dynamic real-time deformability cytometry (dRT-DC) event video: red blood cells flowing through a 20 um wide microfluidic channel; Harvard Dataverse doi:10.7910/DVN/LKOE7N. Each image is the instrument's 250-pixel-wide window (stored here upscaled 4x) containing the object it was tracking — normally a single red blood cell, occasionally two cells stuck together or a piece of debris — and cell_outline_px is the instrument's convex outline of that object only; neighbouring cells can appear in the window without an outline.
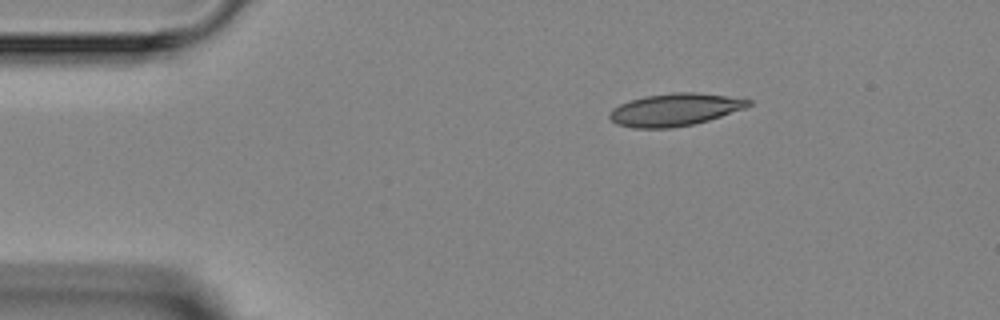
{"species": "Egyptian fruit bat (a non-hibernating species)", "species_latin": "Rousettus aegyptiacus", "temperature_condition": "room temperature", "stored_images_in_passage": 4, "camera_frame_rate_fps": 3000, "um_per_image_px": 0.085, "animal": {"sex": "female"}, "frame": {"image": 1, "passage_image": 1, "time_ms": 0.0, "image_size_px": [1000, 320], "cell_outline_px": [[752, 104], [744, 108], [708, 120], [692, 124], [672, 128], [632, 128], [616, 124], [608, 116], [612, 108], [628, 100], [644, 96], [672, 92], [696, 92], [752, 100]], "centroid_in_image_um": [57.3, 9.32], "position_along_channel_um": 27.7, "area_um2": 26.18}}
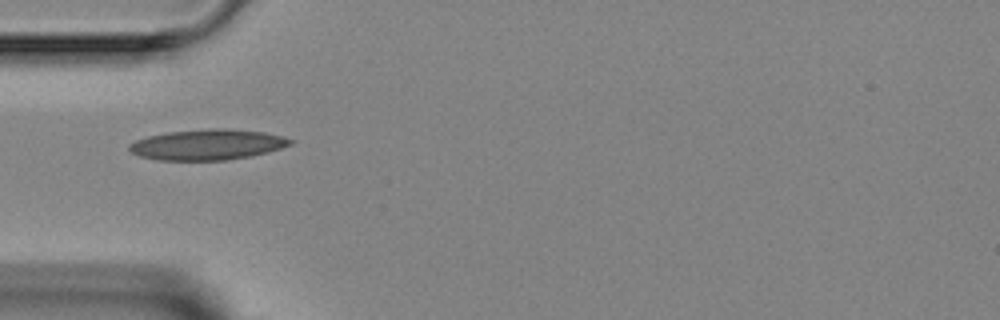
{"frame": {"image": 2, "passage_image": 3, "time_ms": 2.333, "image_size_px": [1000, 320], "cell_outline_px": [[296, 140], [292, 144], [268, 152], [252, 156], [228, 160], [156, 160], [140, 156], [132, 152], [128, 148], [128, 144], [136, 140], [148, 136], [168, 132], [212, 128], [228, 128], [264, 132], [284, 136]], "centroid_in_image_um": [17.67, 12.29], "position_along_channel_um": 67.3, "area_um2": 28.9}}
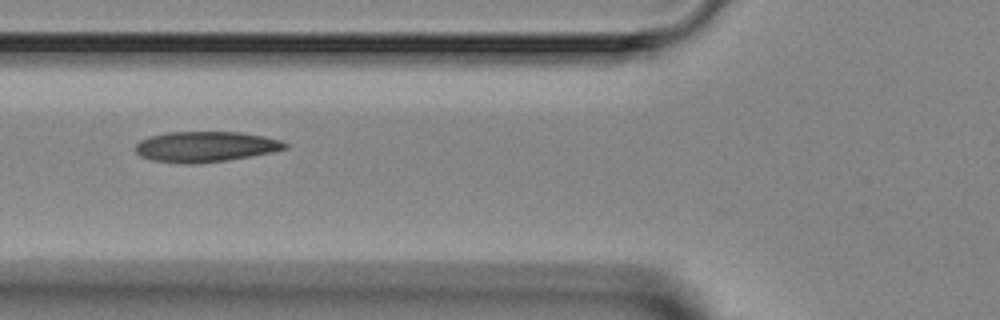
{"frame": {"image": 3, "passage_image": 4, "time_ms": 3.333, "image_size_px": [1000, 320], "cell_outline_px": [[288, 148], [272, 152], [228, 160], [192, 164], [184, 164], [152, 160], [140, 156], [136, 152], [136, 144], [140, 140], [148, 136], [168, 132], [240, 132], [264, 136], [280, 140], [288, 144]], "centroid_in_image_um": [17.45, 12.46], "position_along_channel_um": 108.3, "area_um2": 26.65}}